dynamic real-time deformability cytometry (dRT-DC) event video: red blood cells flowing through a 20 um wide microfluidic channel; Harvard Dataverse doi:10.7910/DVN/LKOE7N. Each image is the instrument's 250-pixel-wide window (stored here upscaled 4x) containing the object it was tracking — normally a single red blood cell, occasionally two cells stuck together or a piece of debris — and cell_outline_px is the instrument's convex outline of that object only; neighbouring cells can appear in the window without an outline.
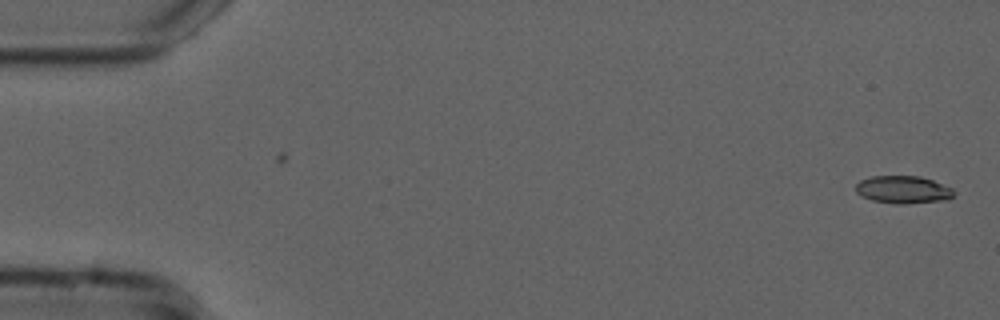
{"species": "common noctule bat (a hibernating species)", "species_latin": "Nyctalus noctula", "temperature_condition": "cold", "stored_images_in_passage": 7, "camera_frame_rate_fps": 3000, "um_per_image_px": 0.085, "animal": {"sex": "male", "forearm_length_mm": 52.5}, "frame": {"image": 1, "passage_image": 1, "time_ms": 0.0, "image_size_px": [1000, 320], "cell_outline_px": [[956, 192], [948, 200], [904, 204], [896, 204], [872, 200], [860, 196], [856, 192], [856, 184], [860, 180], [872, 176], [920, 176], [932, 180], [952, 188]], "centroid_in_image_um": [76.76, 16.12], "position_along_channel_um": 8.2, "area_um2": 15.9}}